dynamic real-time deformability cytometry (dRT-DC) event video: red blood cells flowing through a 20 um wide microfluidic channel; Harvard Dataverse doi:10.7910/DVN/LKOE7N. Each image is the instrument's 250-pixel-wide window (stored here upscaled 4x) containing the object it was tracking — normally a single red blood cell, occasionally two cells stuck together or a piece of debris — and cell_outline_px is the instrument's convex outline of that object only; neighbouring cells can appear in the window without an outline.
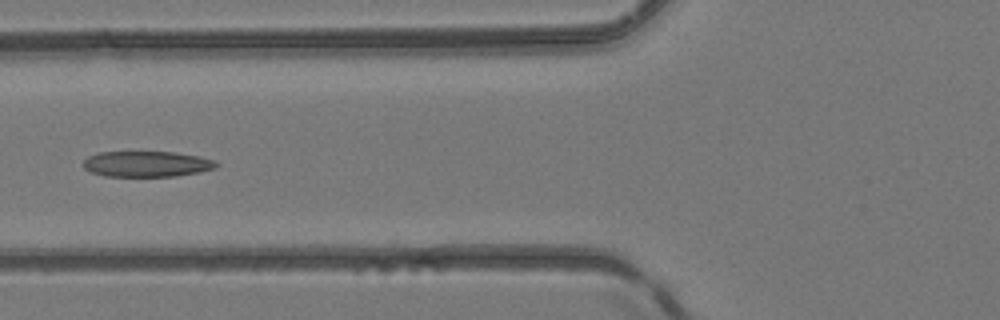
{"species": "common noctule bat (a hibernating species)", "species_latin": "Nyctalus noctula", "temperature_condition": "room temperature", "stored_images_in_passage": 6, "camera_frame_rate_fps": 3000, "um_per_image_px": 0.085, "animal": {"sex": "female", "body_mass_g": 24.6, "forearm_length_mm": 56.2}, "frame": {"image": 1, "passage_image": 5, "time_ms": 4.667, "image_size_px": [1000, 320], "cell_outline_px": [[220, 164], [216, 168], [200, 172], [176, 176], [104, 176], [92, 172], [84, 168], [84, 160], [88, 156], [100, 152], [176, 152], [200, 156], [216, 160]], "centroid_in_image_um": [12.53, 13.93], "position_along_channel_um": 113.3, "area_um2": 20.06}}
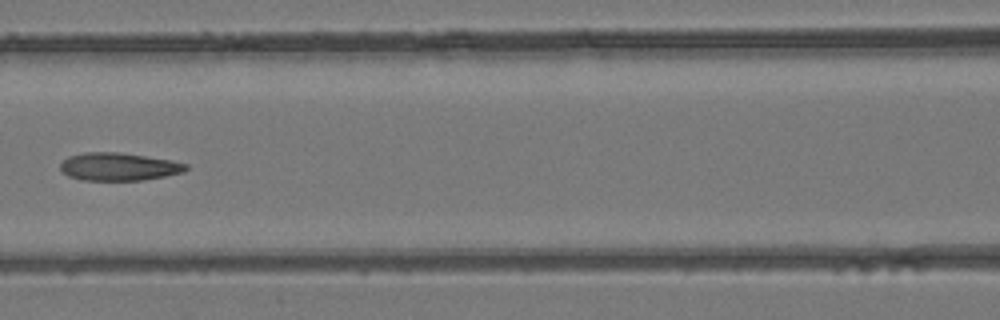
{"frame": {"image": 2, "passage_image": 6, "time_ms": 5.667, "image_size_px": [1000, 320], "cell_outline_px": [[188, 168], [184, 172], [144, 180], [84, 180], [68, 176], [60, 168], [60, 164], [68, 156], [84, 152], [120, 152], [172, 160], [188, 164]], "centroid_in_image_um": [10.11, 14.16], "position_along_channel_um": 156.5, "area_um2": 20.4}}